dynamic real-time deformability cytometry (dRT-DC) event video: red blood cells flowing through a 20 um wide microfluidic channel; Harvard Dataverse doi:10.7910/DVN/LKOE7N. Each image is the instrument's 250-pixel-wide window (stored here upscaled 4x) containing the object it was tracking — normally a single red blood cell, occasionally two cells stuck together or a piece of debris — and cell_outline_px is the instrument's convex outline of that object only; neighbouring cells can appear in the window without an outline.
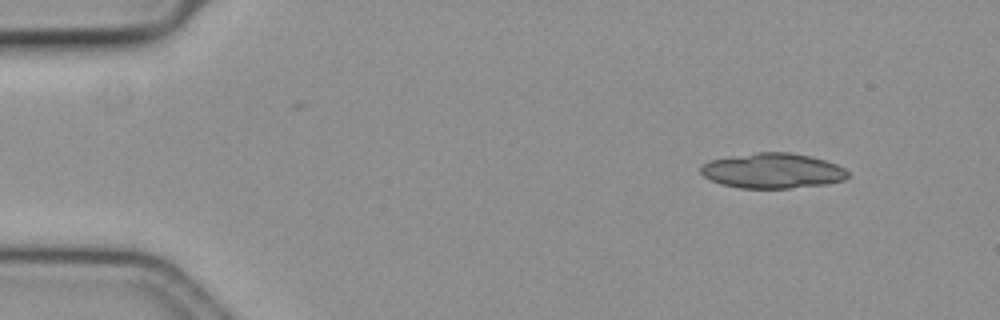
{"species": "common noctule bat (a hibernating species)", "species_latin": "Nyctalus noctula", "temperature_condition": "cold", "stored_images_in_passage": 31, "segment_of_instrument_passage": [1, 2], "camera_frame_rate_fps": 3000, "um_per_image_px": 0.085, "animal": {"sex": "female", "body_mass_g": 19.3, "forearm_length_mm": 54.1}, "frame": {"image": 1, "passage_image": 1, "time_ms": 0.0, "image_size_px": [1000, 320], "cell_outline_px": [[848, 176], [844, 180], [828, 184], [788, 188], [740, 188], [720, 184], [704, 176], [700, 172], [700, 168], [704, 164], [712, 160], [756, 152], [788, 152], [808, 156], [824, 160], [836, 164], [844, 168], [848, 172]], "centroid_in_image_um": [65.69, 14.52], "position_along_channel_um": 19.3, "area_um2": 29.88}}